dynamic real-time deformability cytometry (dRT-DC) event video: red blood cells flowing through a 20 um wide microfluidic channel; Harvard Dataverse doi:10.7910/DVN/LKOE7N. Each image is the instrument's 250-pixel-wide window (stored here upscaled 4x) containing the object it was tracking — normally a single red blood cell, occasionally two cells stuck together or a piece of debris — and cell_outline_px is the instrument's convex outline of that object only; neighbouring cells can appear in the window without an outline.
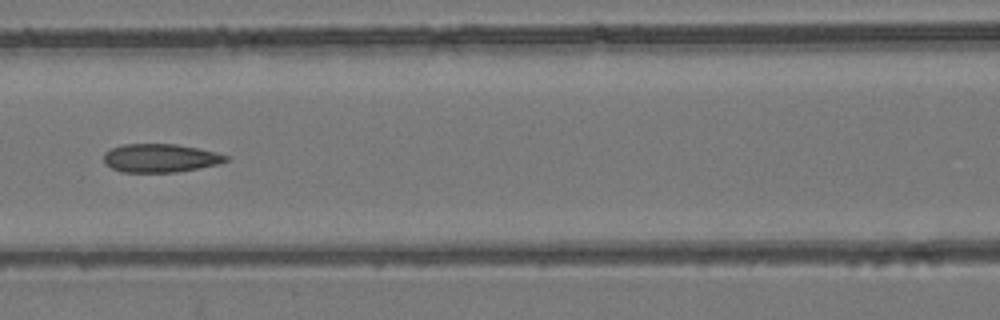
{"species": "common noctule bat (a hibernating species)", "species_latin": "Nyctalus noctula", "temperature_condition": "room temperature", "stored_images_in_passage": 7, "camera_frame_rate_fps": 3000, "um_per_image_px": 0.085, "animal": {"sex": "female", "body_mass_g": 24.6, "forearm_length_mm": 56.2}, "frame": {"image": 1, "passage_image": 6, "time_ms": 1.667, "image_size_px": [1000, 320], "cell_outline_px": [[228, 160], [220, 164], [200, 168], [176, 172], [120, 172], [104, 164], [104, 152], [112, 148], [124, 144], [176, 144], [216, 152], [228, 156]], "centroid_in_image_um": [13.62, 13.44], "position_along_channel_um": 153.0, "area_um2": 20.29}}
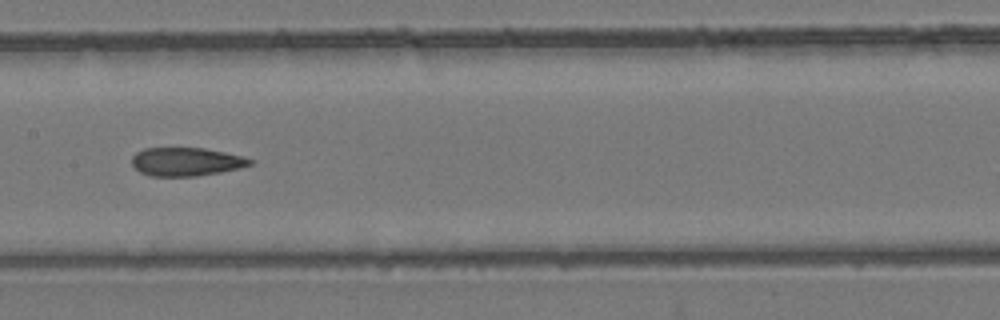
{"frame": {"image": 2, "passage_image": 7, "time_ms": 2.0, "image_size_px": [1000, 320], "cell_outline_px": [[252, 164], [240, 168], [220, 172], [196, 176], [148, 176], [140, 172], [132, 164], [132, 156], [136, 152], [144, 148], [204, 148], [224, 152], [240, 156], [252, 160]], "centroid_in_image_um": [15.78, 13.75], "position_along_channel_um": 191.6, "area_um2": 19.48}}